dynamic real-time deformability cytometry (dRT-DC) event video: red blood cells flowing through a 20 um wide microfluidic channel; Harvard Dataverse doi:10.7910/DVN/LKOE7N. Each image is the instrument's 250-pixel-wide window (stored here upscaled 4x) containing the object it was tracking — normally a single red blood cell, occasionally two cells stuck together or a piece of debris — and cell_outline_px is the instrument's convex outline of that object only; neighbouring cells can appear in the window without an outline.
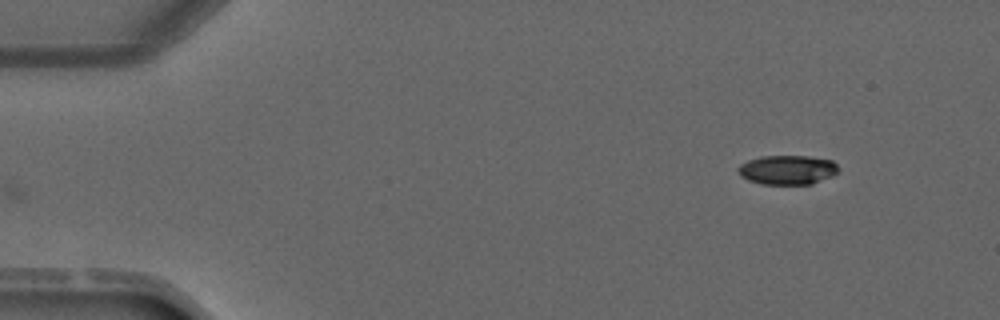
{"species": "common noctule bat (a hibernating species)", "species_latin": "Nyctalus noctula", "temperature_condition": "warm", "stored_images_in_passage": 4, "camera_frame_rate_fps": 3000, "um_per_image_px": 0.085, "animal": {"sex": "male", "forearm_length_mm": 52.5}, "frame": {"image": 1, "passage_image": 4, "time_ms": 4.333, "image_size_px": [1000, 320], "cell_outline_px": [[840, 168], [832, 176], [812, 184], [760, 184], [748, 180], [740, 176], [736, 168], [740, 164], [748, 160], [760, 156], [808, 156], [832, 160]], "centroid_in_image_um": [66.91, 14.43], "position_along_channel_um": 18.1, "area_um2": 17.28}}